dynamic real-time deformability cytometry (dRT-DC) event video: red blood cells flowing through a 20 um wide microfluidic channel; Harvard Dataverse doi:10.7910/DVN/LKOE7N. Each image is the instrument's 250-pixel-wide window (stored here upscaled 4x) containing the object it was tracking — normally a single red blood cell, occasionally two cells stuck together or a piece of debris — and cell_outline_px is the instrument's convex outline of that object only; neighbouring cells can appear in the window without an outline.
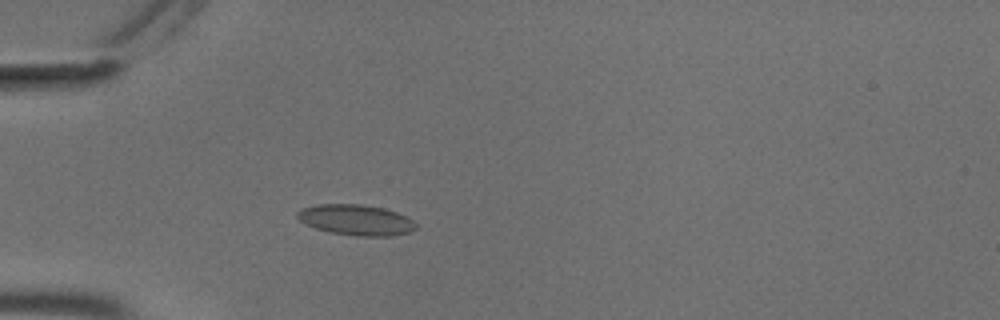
{"species": "common noctule bat (a hibernating species)", "species_latin": "Nyctalus noctula", "temperature_condition": "cold", "stored_images_in_passage": 46, "camera_frame_rate_fps": 3000, "um_per_image_px": 0.085, "animal": {"sex": "male", "body_mass_g": 18.8}, "frame": {"image": 1, "passage_image": 11, "time_ms": 3.333, "image_size_px": [1000, 320], "cell_outline_px": [[416, 228], [412, 232], [392, 236], [356, 236], [328, 232], [304, 224], [296, 216], [296, 212], [300, 208], [316, 204], [360, 204], [384, 208], [408, 216], [416, 224]], "centroid_in_image_um": [30.25, 18.69], "position_along_channel_um": 54.7, "area_um2": 21.5}}
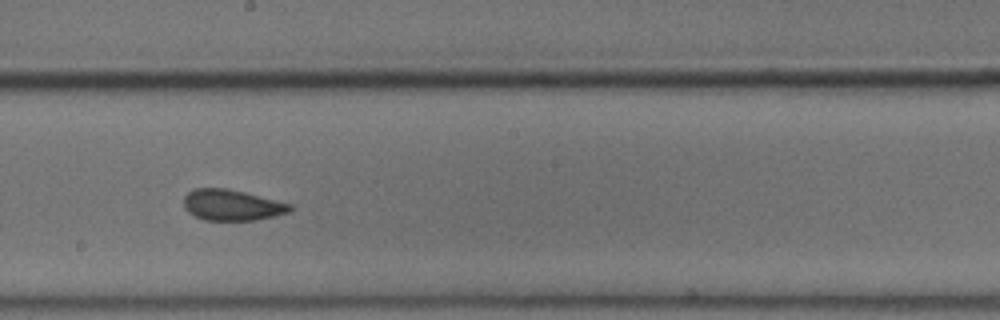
{"frame": {"image": 2, "passage_image": 26, "time_ms": 8.333, "image_size_px": [1000, 320], "cell_outline_px": [[292, 208], [288, 212], [256, 220], [204, 220], [188, 212], [184, 208], [184, 196], [188, 192], [196, 188], [228, 188], [292, 204]], "centroid_in_image_um": [19.68, 17.42], "position_along_channel_um": 228.5, "area_um2": 19.02}}
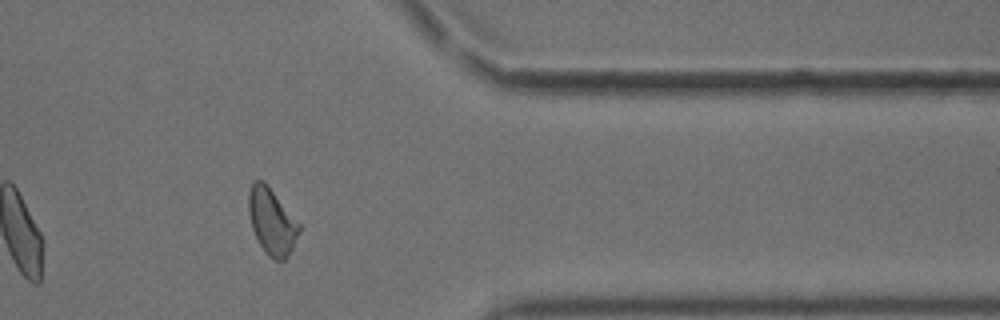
{"frame": {"image": 3, "passage_image": 40, "time_ms": 13.0, "image_size_px": [1000, 320], "cell_outline_px": [[300, 228], [292, 248], [288, 256], [284, 260], [276, 260], [268, 256], [260, 244], [252, 228], [248, 212], [248, 192], [252, 184], [256, 180], [264, 180], [300, 224]], "centroid_in_image_um": [23.08, 18.8], "position_along_channel_um": 388.3, "area_um2": 19.25}, "authors_computed_cell_mechanics": {"area_um2": 19.7387, "velocity_mm_per_s": 3.679, "shape_relaxation_time_tau1_ms": null, "shape_relaxation_time_tau2_ms": 2.0832, "deformation_change_tau1": null, "deformation_change_tau2": 0.0683}}